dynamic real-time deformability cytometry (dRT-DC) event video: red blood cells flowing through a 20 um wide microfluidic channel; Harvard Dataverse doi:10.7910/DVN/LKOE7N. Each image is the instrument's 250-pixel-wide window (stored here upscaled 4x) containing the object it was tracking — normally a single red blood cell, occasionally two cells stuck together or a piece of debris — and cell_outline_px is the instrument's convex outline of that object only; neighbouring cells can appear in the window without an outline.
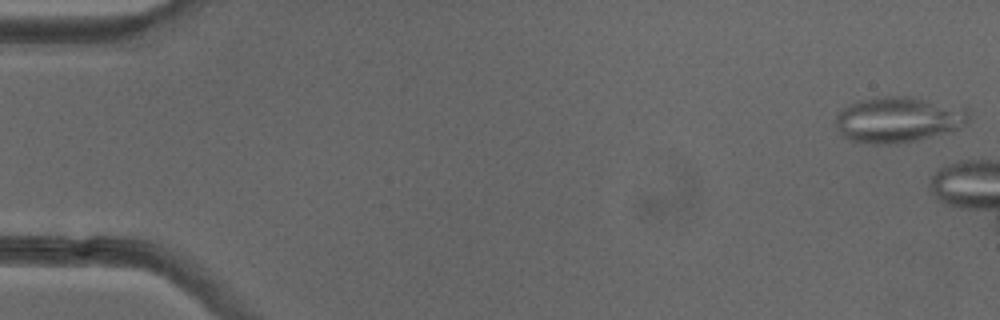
{"species": "common noctule bat (a hibernating species)", "species_latin": "Nyctalus noctula", "temperature_condition": "cold", "stored_images_in_passage": 8, "camera_frame_rate_fps": 3000, "um_per_image_px": 0.085, "animal": {"sex": "female"}, "frame": {"image": 1, "passage_image": 1, "time_ms": 0.0, "image_size_px": [1000, 320], "cell_outline_px": [[968, 124], [956, 128], [916, 140], [896, 144], [872, 144], [852, 140], [844, 136], [836, 128], [836, 116], [844, 108], [856, 100], [872, 96], [916, 96], [968, 108]], "centroid_in_image_um": [76.34, 10.13], "position_along_channel_um": 8.7, "area_um2": 35.6}}